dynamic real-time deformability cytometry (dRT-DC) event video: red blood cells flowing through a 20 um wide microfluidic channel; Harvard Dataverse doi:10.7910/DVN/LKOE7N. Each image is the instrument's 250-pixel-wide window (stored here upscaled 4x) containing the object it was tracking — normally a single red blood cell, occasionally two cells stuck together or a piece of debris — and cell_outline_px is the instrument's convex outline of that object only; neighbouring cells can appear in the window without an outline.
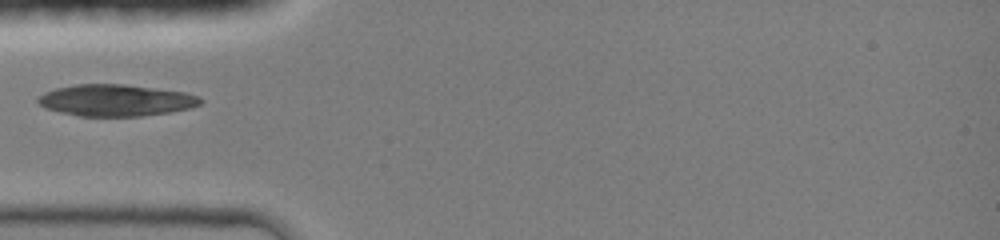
{"species": "common noctule bat (a hibernating species)", "species_latin": "Nyctalus noctula", "temperature_condition": "room temperature", "stored_images_in_passage": 42, "camera_frame_rate_fps": 3000, "um_per_image_px": 0.085, "animal": {"sex": "female", "body_mass_g": 19.0, "forearm_length_mm": 51.5}, "frame": {"image": 1, "passage_image": 1, "time_ms": 0.0, "image_size_px": [1000, 240], "cell_outline_px": [[204, 100], [200, 104], [192, 108], [168, 112], [140, 116], [80, 116], [60, 112], [44, 108], [36, 100], [44, 92], [56, 88], [76, 84], [124, 84], [184, 92], [200, 96]], "centroid_in_image_um": [9.85, 8.52], "position_along_channel_um": 75.1, "area_um2": 29.94}}
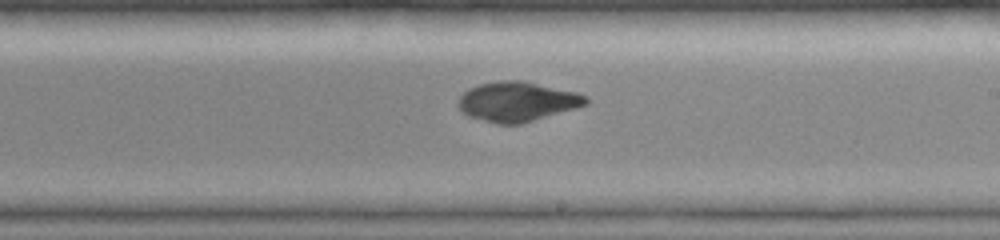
{"frame": {"image": 2, "passage_image": 18, "time_ms": 4.0, "image_size_px": [1000, 240], "cell_outline_px": [[588, 104], [576, 108], [520, 124], [496, 124], [468, 116], [456, 104], [456, 100], [468, 88], [480, 84], [500, 80], [524, 80], [576, 92], [588, 96]], "centroid_in_image_um": [43.95, 8.63], "position_along_channel_um": 245.0, "area_um2": 29.65}}
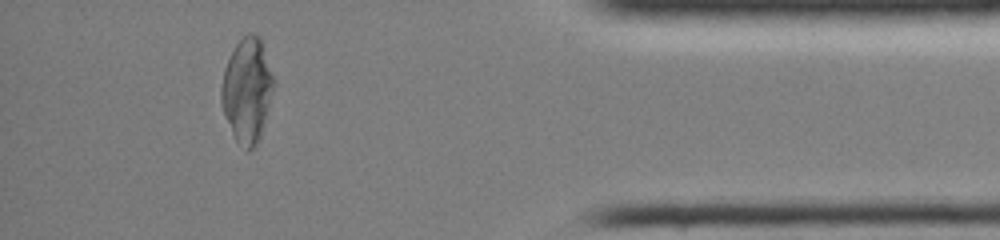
{"frame": {"image": 3, "passage_image": 38, "time_ms": 8.667, "image_size_px": [1000, 240], "cell_outline_px": [[276, 84], [260, 136], [256, 144], [248, 152], [236, 140], [224, 116], [220, 100], [220, 88], [224, 68], [236, 44], [248, 32], [252, 32], [260, 36], [276, 80]], "centroid_in_image_um": [21.02, 7.64], "position_along_channel_um": 414.2, "area_um2": 32.19}}